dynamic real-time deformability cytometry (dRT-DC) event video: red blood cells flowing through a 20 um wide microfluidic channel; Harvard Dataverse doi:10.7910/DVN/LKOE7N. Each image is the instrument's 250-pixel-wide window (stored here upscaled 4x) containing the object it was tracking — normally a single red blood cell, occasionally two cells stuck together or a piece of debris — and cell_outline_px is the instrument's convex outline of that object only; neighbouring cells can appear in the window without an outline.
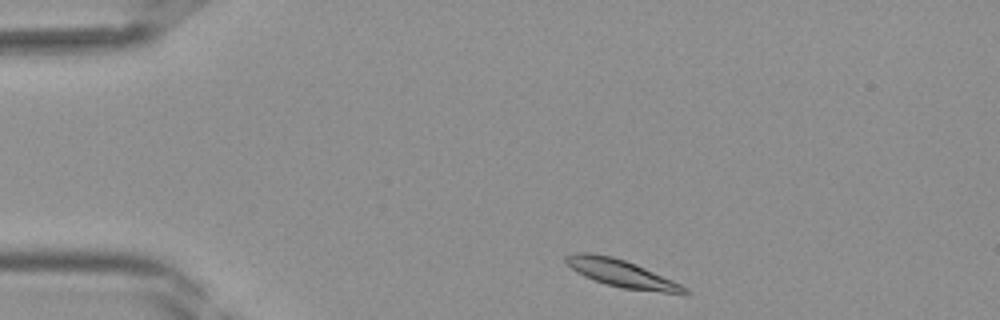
{"species": "Egyptian fruit bat (a non-hibernating species)", "species_latin": "Rousettus aegyptiacus", "temperature_condition": "room temperature", "stored_images_in_passage": 34, "camera_frame_rate_fps": 3000, "um_per_image_px": 0.085, "frame": {"image": 1, "passage_image": 1, "time_ms": 0.0, "image_size_px": [1000, 320], "cell_outline_px": [[692, 292], [684, 296], [624, 288], [608, 284], [584, 276], [576, 272], [564, 260], [564, 256], [572, 252], [592, 252], [612, 256], [636, 264], [672, 280], [688, 288]], "centroid_in_image_um": [52.9, 23.26], "position_along_channel_um": 32.1, "area_um2": 19.25}}
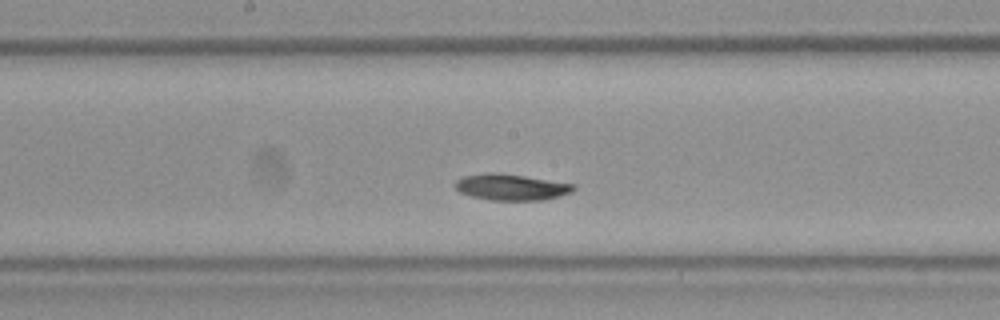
{"frame": {"image": 2, "passage_image": 15, "time_ms": 4.667, "image_size_px": [1000, 320], "cell_outline_px": [[576, 188], [572, 192], [560, 196], [544, 200], [492, 200], [472, 196], [460, 192], [456, 188], [456, 180], [464, 176], [488, 172], [492, 172], [524, 176], [576, 184]], "centroid_in_image_um": [43.49, 15.9], "position_along_channel_um": 204.7, "area_um2": 17.98}}
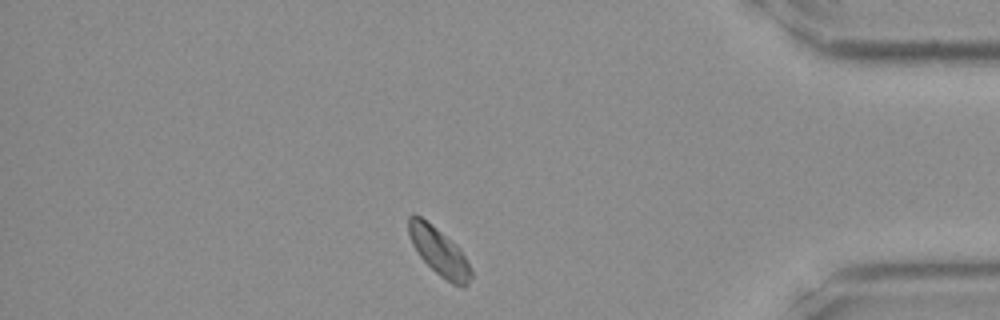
{"frame": {"image": 3, "passage_image": 29, "time_ms": 9.333, "image_size_px": [1000, 320], "cell_outline_px": [[472, 276], [468, 284], [452, 284], [440, 276], [420, 256], [412, 244], [408, 232], [408, 216], [412, 212], [420, 216], [432, 224], [456, 244], [460, 248], [472, 268]], "centroid_in_image_um": [37.31, 21.34], "position_along_channel_um": 397.9, "area_um2": 17.28}}